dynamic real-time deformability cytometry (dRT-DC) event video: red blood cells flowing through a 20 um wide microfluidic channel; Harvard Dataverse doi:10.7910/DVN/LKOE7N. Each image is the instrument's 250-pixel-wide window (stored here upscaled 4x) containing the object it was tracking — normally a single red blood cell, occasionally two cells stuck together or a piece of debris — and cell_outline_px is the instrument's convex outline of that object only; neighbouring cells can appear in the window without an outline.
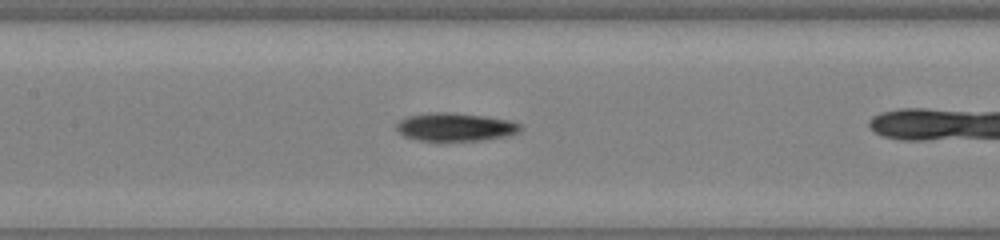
{"species": "common noctule bat (a hibernating species)", "species_latin": "Nyctalus noctula", "temperature_condition": "warm", "stored_images_in_passage": 33, "camera_frame_rate_fps": 3000, "um_per_image_px": 0.085, "animal": {"sex": "male", "body_mass_g": 19.0, "forearm_length_mm": 50.8}, "frame": {"image": 1, "passage_image": 19, "time_ms": 6.0, "image_size_px": [1000, 240], "cell_outline_px": [[520, 132], [508, 136], [480, 140], [420, 140], [404, 136], [396, 128], [396, 124], [400, 120], [408, 116], [436, 112], [452, 112], [484, 116], [508, 120], [520, 124]], "centroid_in_image_um": [38.71, 10.79], "position_along_channel_um": 168.7, "area_um2": 20.06}}
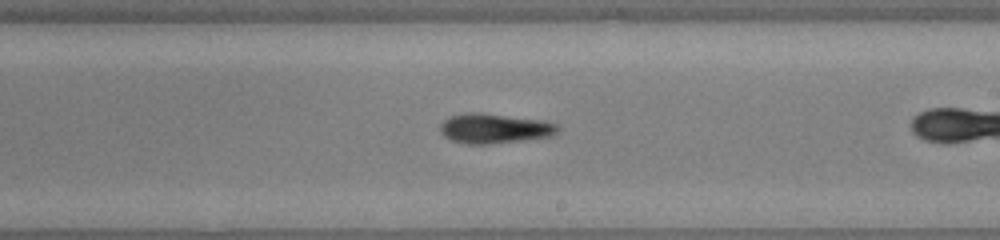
{"frame": {"image": 2, "passage_image": 24, "time_ms": 7.667, "image_size_px": [1000, 240], "cell_outline_px": [[560, 132], [552, 136], [524, 140], [488, 144], [468, 144], [452, 140], [444, 136], [440, 132], [440, 124], [448, 116], [468, 112], [480, 112], [544, 120], [556, 124], [560, 128]], "centroid_in_image_um": [42.04, 10.91], "position_along_channel_um": 247.0, "area_um2": 20.69}}